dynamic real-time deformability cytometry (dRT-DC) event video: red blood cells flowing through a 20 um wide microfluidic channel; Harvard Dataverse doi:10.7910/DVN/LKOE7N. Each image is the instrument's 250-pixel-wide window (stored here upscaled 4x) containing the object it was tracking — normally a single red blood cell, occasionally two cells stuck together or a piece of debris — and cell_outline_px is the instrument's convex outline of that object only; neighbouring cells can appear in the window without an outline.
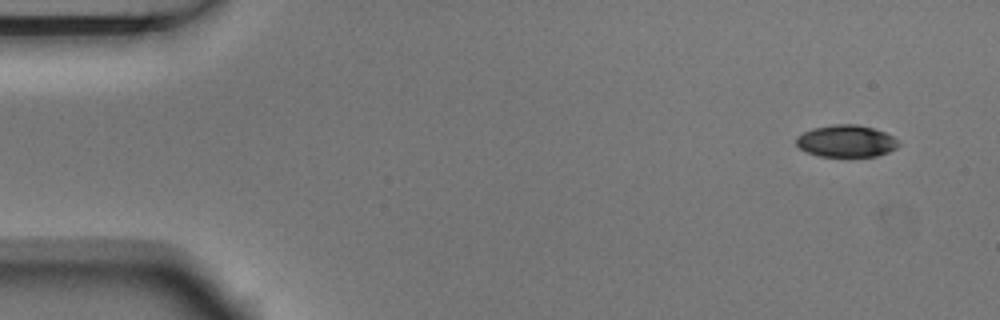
{"species": "Egyptian fruit bat (a non-hibernating species)", "species_latin": "Rousettus aegyptiacus", "temperature_condition": "room temperature", "stored_images_in_passage": 8, "camera_frame_rate_fps": 3000, "um_per_image_px": 0.085, "animal": {"sex": "male"}, "frame": {"image": 1, "passage_image": 1, "time_ms": 0.0, "image_size_px": [1000, 320], "cell_outline_px": [[900, 144], [896, 148], [888, 152], [876, 156], [820, 156], [808, 152], [800, 148], [796, 144], [796, 136], [812, 128], [836, 124], [856, 124], [872, 128], [884, 132], [892, 136]], "centroid_in_image_um": [71.92, 11.99], "position_along_channel_um": 13.1, "area_um2": 18.9}}
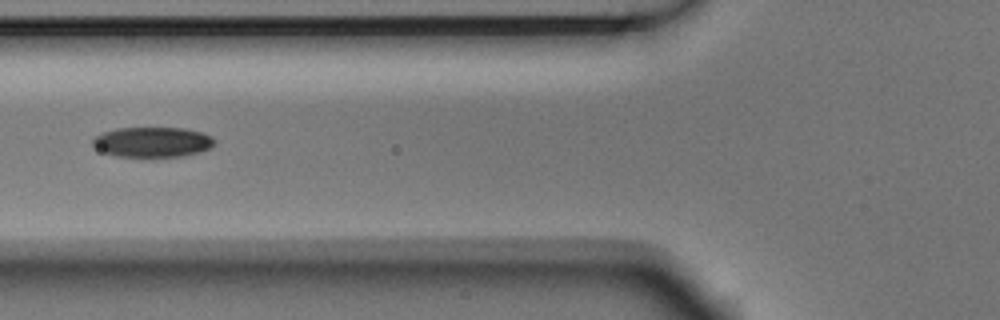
{"frame": {"image": 2, "passage_image": 6, "time_ms": 1.667, "image_size_px": [1000, 320], "cell_outline_px": [[216, 144], [200, 152], [184, 156], [116, 156], [104, 152], [96, 148], [92, 144], [92, 140], [96, 136], [104, 132], [116, 128], [184, 128], [204, 132], [212, 136], [216, 140]], "centroid_in_image_um": [13.01, 12.06], "position_along_channel_um": 112.8, "area_um2": 21.39}}
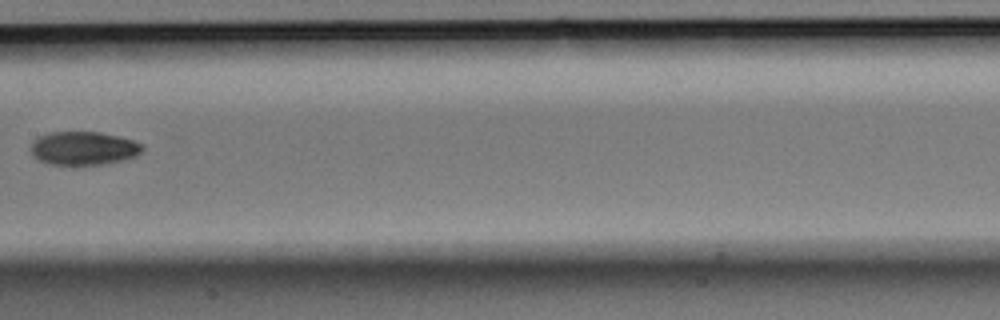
{"frame": {"image": 3, "passage_image": 8, "time_ms": 2.333, "image_size_px": [1000, 320], "cell_outline_px": [[144, 148], [136, 156], [124, 160], [104, 164], [48, 164], [32, 156], [32, 144], [40, 136], [52, 132], [100, 132], [132, 140], [144, 144]], "centroid_in_image_um": [7.14, 12.6], "position_along_channel_um": 200.3, "area_um2": 21.5}}